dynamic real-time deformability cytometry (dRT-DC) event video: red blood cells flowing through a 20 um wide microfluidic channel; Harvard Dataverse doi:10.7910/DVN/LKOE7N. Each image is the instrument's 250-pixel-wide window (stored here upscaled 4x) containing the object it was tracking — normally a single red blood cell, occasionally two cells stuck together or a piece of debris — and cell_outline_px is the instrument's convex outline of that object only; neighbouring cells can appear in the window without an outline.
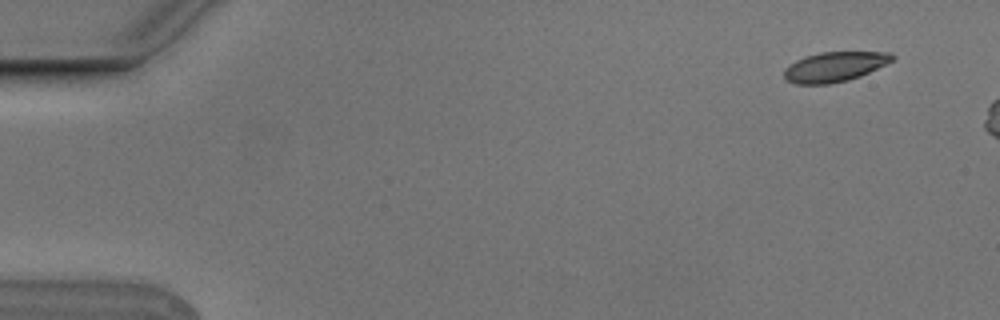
{"species": "Egyptian fruit bat (a non-hibernating species)", "species_latin": "Rousettus aegyptiacus", "temperature_condition": "cold", "stored_images_in_passage": 3, "camera_frame_rate_fps": 3000, "um_per_image_px": 0.085, "animal": {"sex": "male"}, "frame": {"image": 1, "passage_image": 1, "time_ms": 0.0, "image_size_px": [1000, 320], "cell_outline_px": [[896, 56], [892, 60], [860, 76], [848, 80], [828, 84], [796, 84], [788, 80], [784, 76], [784, 68], [796, 60], [804, 56], [820, 52], [892, 52]], "centroid_in_image_um": [70.92, 5.66], "position_along_channel_um": 14.1, "area_um2": 18.67}}